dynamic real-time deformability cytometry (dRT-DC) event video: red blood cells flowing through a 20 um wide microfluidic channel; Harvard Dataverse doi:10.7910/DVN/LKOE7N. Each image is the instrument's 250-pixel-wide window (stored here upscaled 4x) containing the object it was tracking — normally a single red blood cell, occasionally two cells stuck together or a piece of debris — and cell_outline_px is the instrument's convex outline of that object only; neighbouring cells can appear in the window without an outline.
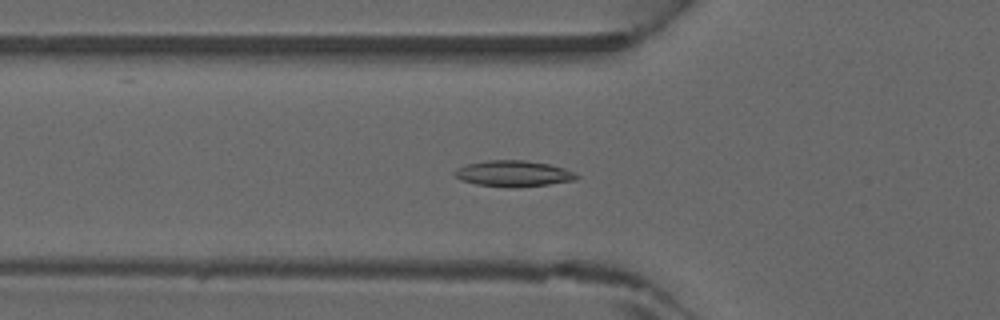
{"species": "common noctule bat (a hibernating species)", "species_latin": "Nyctalus noctula", "temperature_condition": "warm", "stored_images_in_passage": 40, "camera_frame_rate_fps": 3000, "um_per_image_px": 0.085, "animal": {"sex": "male", "forearm_length_mm": 52.5}, "frame": {"image": 1, "passage_image": 16, "time_ms": 5.0, "image_size_px": [1000, 320], "cell_outline_px": [[580, 176], [576, 180], [548, 184], [508, 188], [476, 184], [460, 180], [452, 172], [468, 164], [488, 160], [524, 160], [548, 164], [564, 168], [576, 172]], "centroid_in_image_um": [43.67, 14.76], "position_along_channel_um": 82.1, "area_um2": 18.44}}
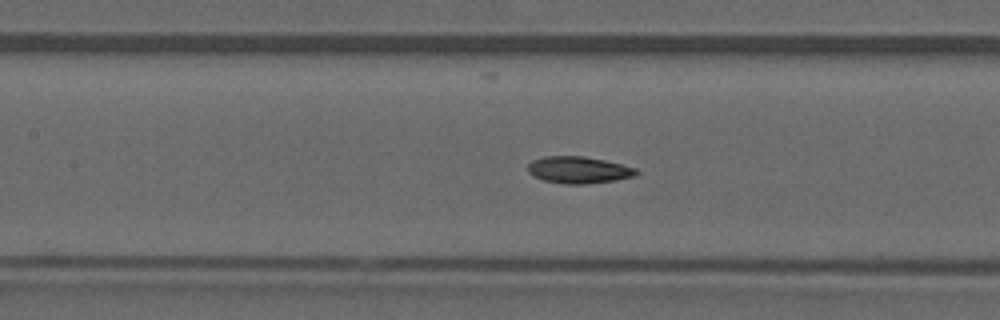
{"frame": {"image": 2, "passage_image": 21, "time_ms": 6.667, "image_size_px": [1000, 320], "cell_outline_px": [[640, 172], [636, 176], [616, 180], [584, 184], [564, 184], [544, 180], [532, 176], [528, 172], [528, 164], [532, 160], [544, 156], [584, 156], [604, 160], [636, 168]], "centroid_in_image_um": [49.18, 14.44], "position_along_channel_um": 158.2, "area_um2": 17.05}}
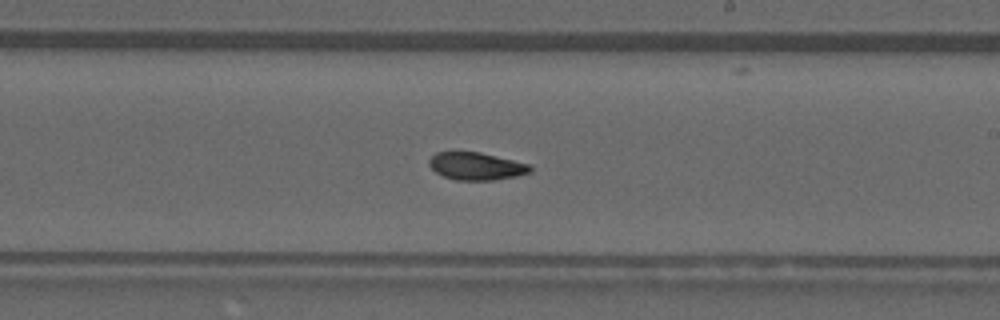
{"frame": {"image": 3, "passage_image": 27, "time_ms": 8.667, "image_size_px": [1000, 320], "cell_outline_px": [[532, 172], [516, 176], [492, 180], [456, 180], [444, 176], [436, 172], [428, 164], [428, 160], [436, 152], [480, 152], [528, 164], [532, 168]], "centroid_in_image_um": [40.47, 14.13], "position_along_channel_um": 248.5, "area_um2": 16.07}}